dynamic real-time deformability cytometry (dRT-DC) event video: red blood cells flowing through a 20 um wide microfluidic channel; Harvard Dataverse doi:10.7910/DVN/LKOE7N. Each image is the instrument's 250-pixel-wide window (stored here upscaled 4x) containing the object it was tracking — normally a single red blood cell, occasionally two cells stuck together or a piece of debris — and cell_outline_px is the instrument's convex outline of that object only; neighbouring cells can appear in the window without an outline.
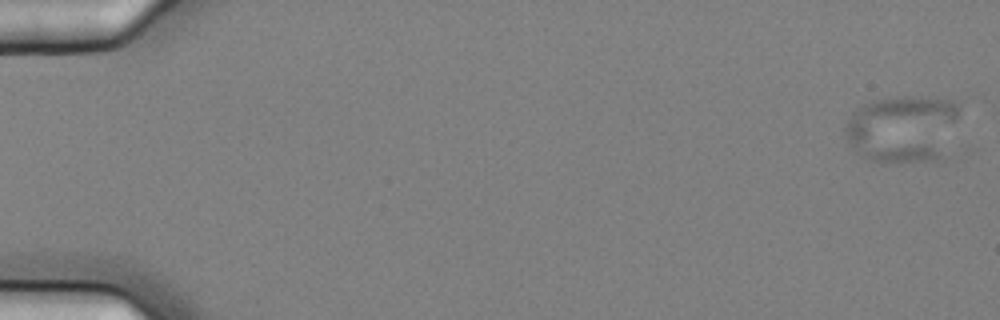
{"species": "common noctule bat (a hibernating species)", "species_latin": "Nyctalus noctula", "temperature_condition": "cold", "stored_images_in_passage": 5, "camera_frame_rate_fps": 3000, "um_per_image_px": 0.085, "animal": {"sex": "female", "body_mass_g": 25.1}, "frame": {"image": 1, "passage_image": 1, "time_ms": 0.0, "image_size_px": [1000, 320], "cell_outline_px": [[960, 108], [956, 120], [940, 156], [928, 160], [872, 160], [864, 156], [852, 148], [848, 144], [844, 132], [844, 124], [852, 112], [860, 104], [872, 100], [900, 96], [924, 96], [952, 100], [960, 104]], "centroid_in_image_um": [76.64, 10.85], "position_along_channel_um": 8.4, "area_um2": 44.1}}